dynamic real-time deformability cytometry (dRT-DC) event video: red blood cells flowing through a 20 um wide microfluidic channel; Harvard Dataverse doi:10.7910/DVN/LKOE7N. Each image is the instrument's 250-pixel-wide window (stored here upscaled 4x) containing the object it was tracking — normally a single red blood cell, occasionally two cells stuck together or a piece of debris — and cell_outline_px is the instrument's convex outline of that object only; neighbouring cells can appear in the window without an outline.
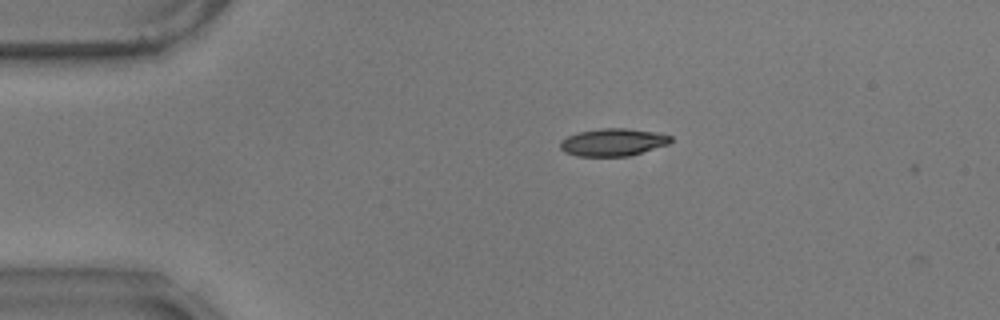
{"species": "common noctule bat (a hibernating species)", "species_latin": "Nyctalus noctula", "temperature_condition": "warm", "stored_images_in_passage": 4, "camera_frame_rate_fps": 3000, "um_per_image_px": 0.085, "animal": {"sex": "male", "body_mass_g": 17.9}, "frame": {"image": 1, "passage_image": 3, "time_ms": 0.667, "image_size_px": [1000, 320], "cell_outline_px": [[672, 140], [668, 144], [628, 156], [576, 156], [564, 152], [560, 148], [560, 140], [576, 132], [600, 128], [628, 128], [656, 132], [672, 136]], "centroid_in_image_um": [52.07, 12.08], "position_along_channel_um": 32.9, "area_um2": 17.8}}